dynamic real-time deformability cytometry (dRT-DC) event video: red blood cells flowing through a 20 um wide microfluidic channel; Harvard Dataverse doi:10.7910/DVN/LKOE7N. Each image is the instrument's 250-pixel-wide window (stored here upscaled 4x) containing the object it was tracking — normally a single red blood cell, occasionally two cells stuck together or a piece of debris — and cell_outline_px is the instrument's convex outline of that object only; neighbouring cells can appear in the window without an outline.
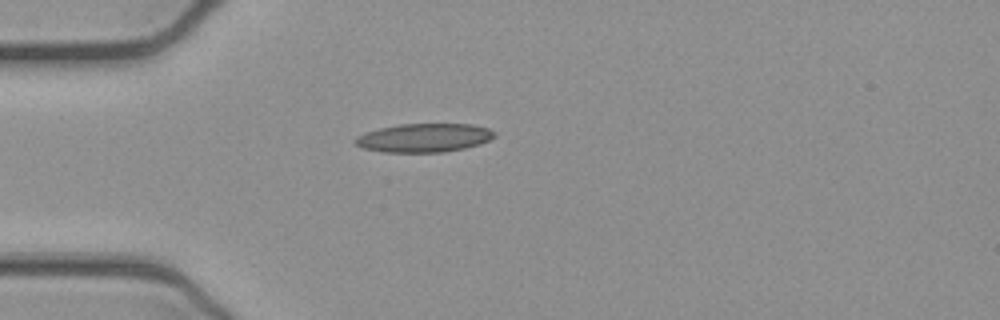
{"species": "common noctule bat (a hibernating species)", "species_latin": "Nyctalus noctula", "temperature_condition": "cold", "stored_images_in_passage": 39, "camera_frame_rate_fps": 3000, "um_per_image_px": 0.085, "animal": {"sex": "female", "body_mass_g": 21.9}, "frame": {"image": 1, "passage_image": 1, "time_ms": 0.0, "image_size_px": [1000, 320], "cell_outline_px": [[496, 136], [480, 144], [464, 148], [444, 152], [380, 152], [364, 148], [356, 144], [352, 140], [356, 136], [364, 132], [380, 128], [400, 124], [472, 124], [488, 128], [496, 132]], "centroid_in_image_um": [36.03, 11.71], "position_along_channel_um": 49.0, "area_um2": 23.35}}
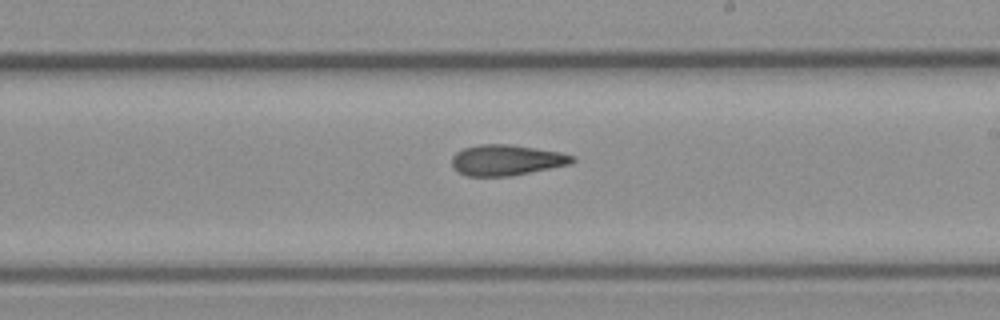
{"frame": {"image": 2, "passage_image": 17, "time_ms": 5.333, "image_size_px": [1000, 320], "cell_outline_px": [[576, 160], [572, 164], [512, 176], [468, 176], [452, 168], [452, 156], [456, 152], [464, 148], [480, 144], [508, 144], [560, 152], [576, 156]], "centroid_in_image_um": [43.08, 13.61], "position_along_channel_um": 245.9, "area_um2": 21.68}}
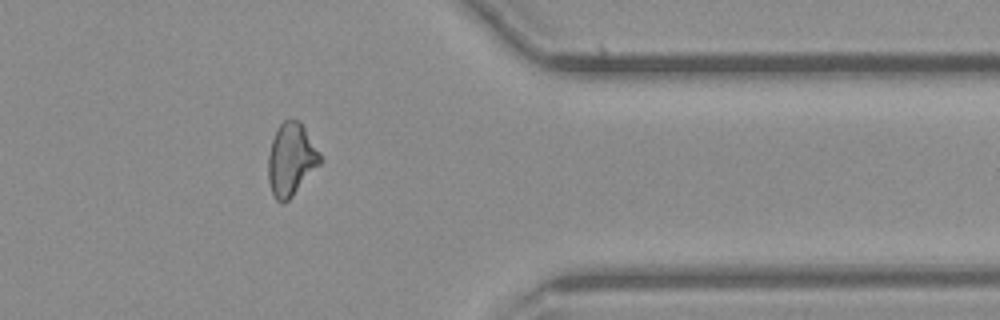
{"frame": {"image": 3, "passage_image": 29, "time_ms": 9.333, "image_size_px": [1000, 320], "cell_outline_px": [[324, 160], [292, 196], [288, 200], [276, 200], [272, 192], [268, 180], [268, 156], [272, 140], [276, 128], [284, 120], [300, 120], [320, 152]], "centroid_in_image_um": [24.76, 13.52], "position_along_channel_um": 386.6, "area_um2": 21.91}, "authors_computed_cell_mechanics": {"area_um2": 21.964, "velocity_mm_per_s": 3.9189, "shape_relaxation_time_tau1_ms": null, "shape_relaxation_time_tau2_ms": 6.662, "deformation_change_tau1": null, "deformation_change_tau2": 0.1488}}